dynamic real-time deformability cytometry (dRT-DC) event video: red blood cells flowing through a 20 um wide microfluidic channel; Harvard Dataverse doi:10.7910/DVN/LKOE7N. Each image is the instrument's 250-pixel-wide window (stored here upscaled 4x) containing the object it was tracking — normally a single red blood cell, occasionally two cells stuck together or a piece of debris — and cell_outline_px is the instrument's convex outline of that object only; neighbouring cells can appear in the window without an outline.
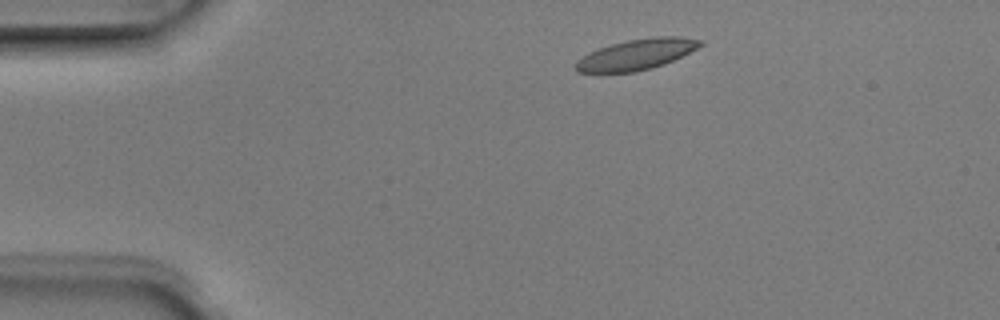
{"species": "Egyptian fruit bat (a non-hibernating species)", "species_latin": "Rousettus aegyptiacus", "temperature_condition": "room temperature", "stored_images_in_passage": 7, "camera_frame_rate_fps": 3000, "um_per_image_px": 0.085, "animal": {"sex": "male"}, "frame": {"image": 1, "passage_image": 1, "time_ms": 0.0, "image_size_px": [1000, 320], "cell_outline_px": [[704, 44], [664, 64], [652, 68], [636, 72], [576, 72], [576, 60], [600, 48], [612, 44], [628, 40], [652, 36], [680, 36], [704, 40]], "centroid_in_image_um": [54.14, 4.62], "position_along_channel_um": 30.9, "area_um2": 21.96}}
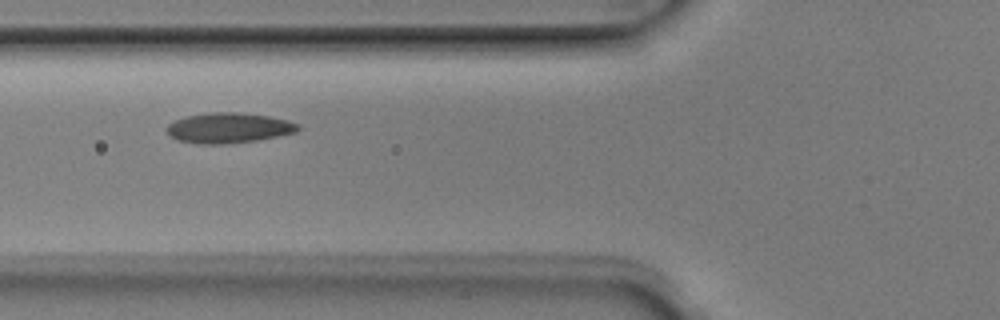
{"frame": {"image": 2, "passage_image": 4, "time_ms": 1.0, "image_size_px": [1000, 320], "cell_outline_px": [[300, 128], [296, 132], [256, 140], [224, 144], [196, 144], [176, 140], [168, 136], [164, 128], [168, 124], [184, 116], [212, 112], [240, 112], [268, 116], [288, 120], [300, 124]], "centroid_in_image_um": [19.38, 10.87], "position_along_channel_um": 106.4, "area_um2": 23.41}}
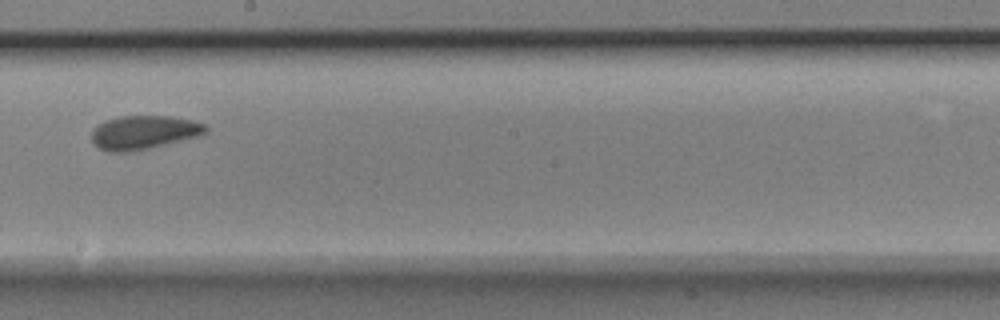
{"frame": {"image": 3, "passage_image": 7, "time_ms": 2.0, "image_size_px": [1000, 320], "cell_outline_px": [[208, 132], [200, 136], [132, 152], [108, 152], [100, 148], [92, 140], [92, 128], [96, 124], [104, 120], [120, 116], [172, 116], [192, 120], [204, 124], [208, 128]], "centroid_in_image_um": [12.22, 11.25], "position_along_channel_um": 236.0, "area_um2": 22.66}}